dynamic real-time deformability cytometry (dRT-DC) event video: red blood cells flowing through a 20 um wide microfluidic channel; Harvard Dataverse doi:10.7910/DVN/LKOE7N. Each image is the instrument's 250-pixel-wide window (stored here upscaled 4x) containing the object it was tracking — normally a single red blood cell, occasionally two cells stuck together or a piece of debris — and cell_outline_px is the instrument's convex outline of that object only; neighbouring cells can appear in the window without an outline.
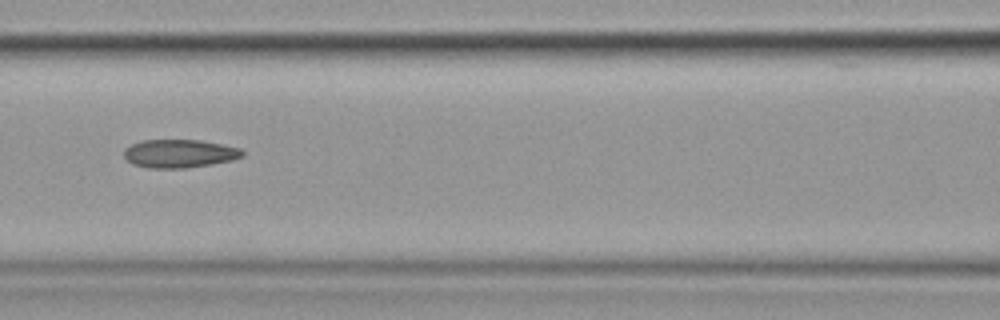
{"species": "common noctule bat (a hibernating species)", "species_latin": "Nyctalus noctula", "temperature_condition": "cold", "stored_images_in_passage": 8, "camera_frame_rate_fps": 3000, "um_per_image_px": 0.085, "animal": {"sex": "female", "body_mass_g": 19.9}, "frame": {"image": 1, "passage_image": 7, "time_ms": 7.667, "image_size_px": [1000, 320], "cell_outline_px": [[244, 156], [232, 160], [212, 164], [184, 168], [148, 168], [132, 164], [124, 156], [124, 148], [132, 144], [144, 140], [200, 140], [240, 148], [244, 152]], "centroid_in_image_um": [15.25, 13.05], "position_along_channel_um": 151.4, "area_um2": 19.48}}
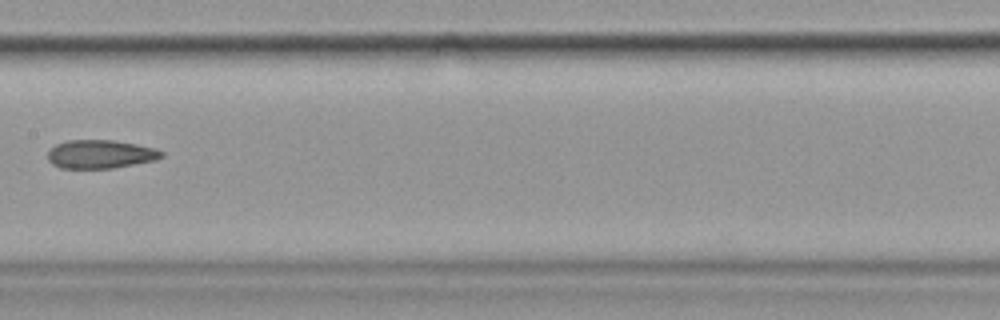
{"frame": {"image": 2, "passage_image": 8, "time_ms": 9.0, "image_size_px": [1000, 320], "cell_outline_px": [[164, 156], [156, 160], [112, 168], [60, 168], [52, 164], [48, 160], [48, 152], [56, 144], [68, 140], [112, 140], [136, 144], [156, 148], [164, 152]], "centroid_in_image_um": [8.55, 13.1], "position_along_channel_um": 198.8, "area_um2": 18.9}}